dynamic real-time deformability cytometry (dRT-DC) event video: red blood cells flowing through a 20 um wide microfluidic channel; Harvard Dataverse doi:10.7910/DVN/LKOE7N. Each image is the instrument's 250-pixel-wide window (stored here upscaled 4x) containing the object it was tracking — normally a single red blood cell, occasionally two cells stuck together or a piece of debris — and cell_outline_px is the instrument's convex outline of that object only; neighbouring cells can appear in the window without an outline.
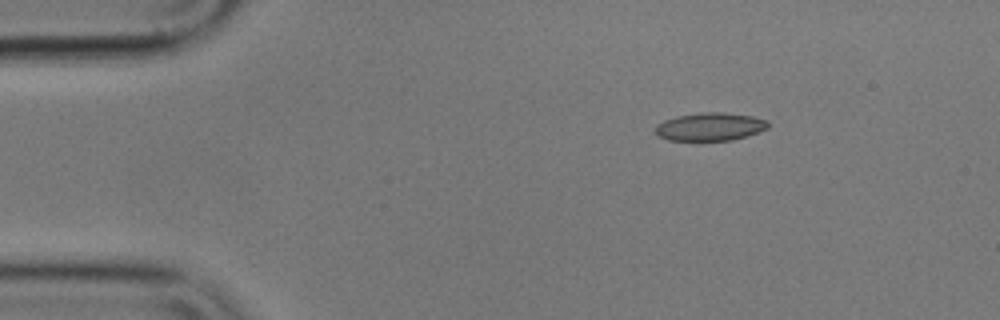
{"species": "common noctule bat (a hibernating species)", "species_latin": "Nyctalus noctula", "temperature_condition": "cold", "stored_images_in_passage": 48, "camera_frame_rate_fps": 3000, "um_per_image_px": 0.085, "animal": {"sex": "male", "body_mass_g": 17.9}, "frame": {"image": 1, "passage_image": 1, "time_ms": 0.0, "image_size_px": [1000, 320], "cell_outline_px": [[768, 128], [760, 132], [732, 140], [668, 140], [656, 136], [652, 132], [656, 124], [664, 120], [676, 116], [700, 112], [724, 112], [752, 116], [768, 120]], "centroid_in_image_um": [60.31, 10.77], "position_along_channel_um": 24.7, "area_um2": 18.73}}
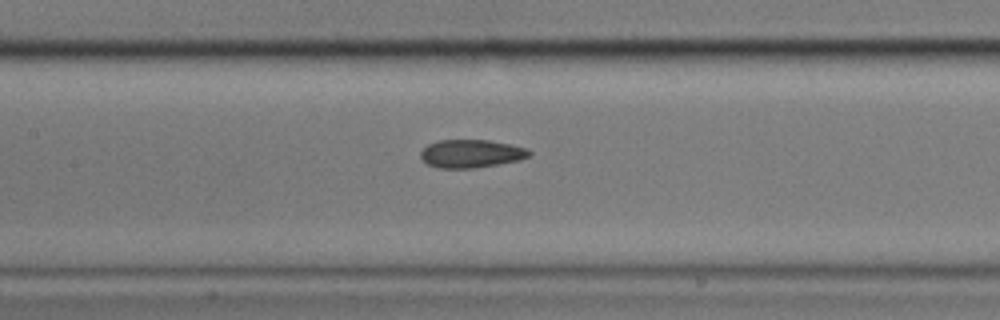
{"frame": {"image": 2, "passage_image": 18, "time_ms": 5.667, "image_size_px": [1000, 320], "cell_outline_px": [[532, 152], [528, 156], [520, 160], [472, 168], [440, 168], [428, 164], [420, 156], [420, 152], [428, 144], [440, 140], [488, 140], [528, 148]], "centroid_in_image_um": [40.05, 13.05], "position_along_channel_um": 167.4, "area_um2": 17.57}}
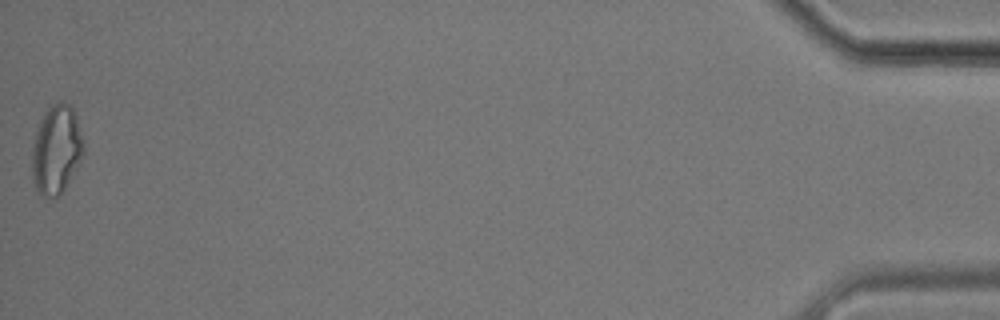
{"frame": {"image": 3, "passage_image": 48, "time_ms": 15.667, "image_size_px": [1000, 320], "cell_outline_px": [[84, 152], [80, 164], [60, 196], [52, 200], [36, 192], [32, 180], [32, 148], [36, 132], [40, 120], [44, 112], [52, 104], [60, 100], [64, 100], [72, 108], [76, 116], [84, 140]], "centroid_in_image_um": [4.8, 12.76], "position_along_channel_um": 430.4, "area_um2": 27.34}, "authors_computed_cell_mechanics": {"area_um2": 18.4671, "velocity_mm_per_s": 3.5963, "shape_relaxation_time_tau1_ms": 4.9892, "shape_relaxation_time_tau2_ms": 2.8414, "deformation_change_tau1": 0.1257, "deformation_change_tau2": 0.1009}}